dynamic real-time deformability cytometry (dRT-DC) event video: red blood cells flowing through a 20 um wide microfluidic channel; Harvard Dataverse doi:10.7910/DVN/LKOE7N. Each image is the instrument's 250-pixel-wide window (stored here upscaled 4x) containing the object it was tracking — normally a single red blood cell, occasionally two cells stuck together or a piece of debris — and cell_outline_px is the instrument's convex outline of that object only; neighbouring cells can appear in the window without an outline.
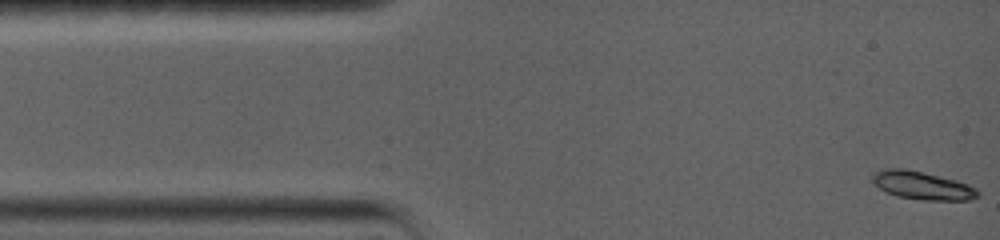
{"species": "common noctule bat (a hibernating species)", "species_latin": "Nyctalus noctula", "temperature_condition": "warm", "stored_images_in_passage": 34, "camera_frame_rate_fps": 5000, "um_per_image_px": 0.085, "animal": {"sex": "female", "body_mass_g": 19.0, "forearm_length_mm": 56.7}, "frame": {"image": 1, "passage_image": 1, "time_ms": 0.0, "image_size_px": [1000, 240], "cell_outline_px": [[980, 196], [968, 200], [924, 200], [896, 196], [880, 188], [872, 180], [872, 176], [876, 172], [884, 168], [904, 168], [956, 180], [968, 184], [976, 188], [980, 192]], "centroid_in_image_um": [78.43, 15.77], "position_along_channel_um": 6.6, "area_um2": 17.11}}
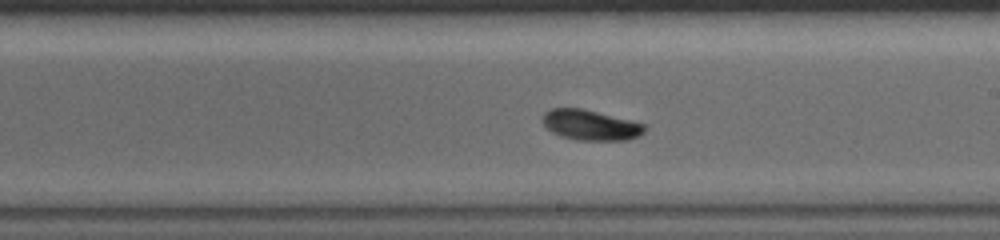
{"frame": {"image": 2, "passage_image": 16, "time_ms": 8.4, "image_size_px": [1000, 240], "cell_outline_px": [[648, 128], [640, 136], [628, 140], [576, 140], [560, 136], [552, 132], [540, 120], [540, 116], [544, 112], [552, 108], [584, 108], [644, 124]], "centroid_in_image_um": [50.17, 10.63], "position_along_channel_um": 238.8, "area_um2": 18.26}}
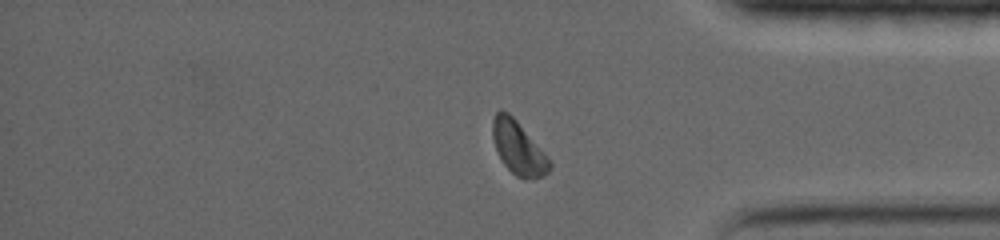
{"frame": {"image": 3, "passage_image": 28, "time_ms": 12.8, "image_size_px": [1000, 240], "cell_outline_px": [[552, 168], [544, 176], [532, 180], [524, 180], [516, 176], [504, 164], [496, 148], [492, 136], [492, 120], [496, 112], [500, 108], [508, 112], [516, 120], [548, 156], [552, 164]], "centroid_in_image_um": [44.08, 12.59], "position_along_channel_um": 391.1, "area_um2": 17.8}, "authors_computed_cell_mechanics": {"area_um2": 17.2822, "velocity_mm_per_s": 3.72, "shape_relaxation_time_tau1_ms": 3.0738, "shape_relaxation_time_tau2_ms": null, "deformation_change_tau1": 0.1464, "deformation_change_tau2": null}}